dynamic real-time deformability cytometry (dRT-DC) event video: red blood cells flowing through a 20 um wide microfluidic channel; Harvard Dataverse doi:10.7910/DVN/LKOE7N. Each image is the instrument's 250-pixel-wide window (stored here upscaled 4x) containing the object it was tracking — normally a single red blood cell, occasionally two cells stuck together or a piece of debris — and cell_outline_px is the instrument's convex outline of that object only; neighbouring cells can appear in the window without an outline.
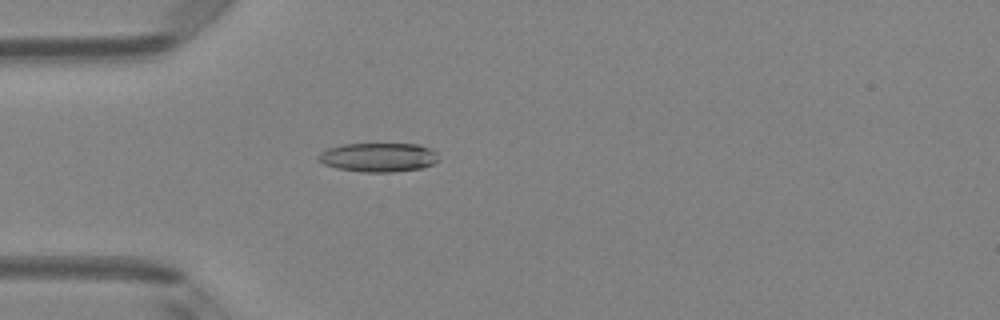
{"species": "Egyptian fruit bat (a non-hibernating species)", "species_latin": "Rousettus aegyptiacus", "temperature_condition": "room temperature", "stored_images_in_passage": 5, "camera_frame_rate_fps": 3000, "um_per_image_px": 0.085, "animal": {"sex": "female"}, "frame": {"image": 1, "passage_image": 5, "time_ms": 1.333, "image_size_px": [1000, 320], "cell_outline_px": [[440, 160], [424, 168], [392, 172], [364, 172], [336, 168], [324, 164], [316, 156], [320, 152], [328, 148], [344, 144], [420, 144], [436, 152]], "centroid_in_image_um": [32.18, 13.37], "position_along_channel_um": 52.8, "area_um2": 20.4}}